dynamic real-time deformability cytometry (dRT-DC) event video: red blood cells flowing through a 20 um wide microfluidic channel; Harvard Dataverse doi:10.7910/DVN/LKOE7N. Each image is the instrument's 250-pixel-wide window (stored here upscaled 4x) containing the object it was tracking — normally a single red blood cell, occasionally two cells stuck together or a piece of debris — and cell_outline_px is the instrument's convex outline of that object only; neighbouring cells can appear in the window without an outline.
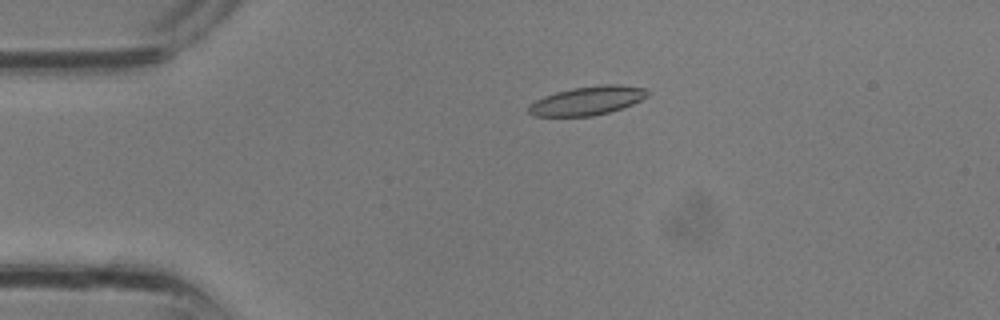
{"species": "common noctule bat (a hibernating species)", "species_latin": "Nyctalus noctula", "temperature_condition": "room temperature", "stored_images_in_passage": 32, "camera_frame_rate_fps": 3000, "um_per_image_px": 0.085, "animal": {"sex": "male", "body_mass_g": 13.3}, "frame": {"image": 1, "passage_image": 7, "time_ms": 2.0, "image_size_px": [1000, 320], "cell_outline_px": [[648, 96], [632, 104], [608, 112], [592, 116], [532, 116], [528, 112], [528, 104], [544, 96], [556, 92], [572, 88], [600, 84], [620, 84], [648, 88]], "centroid_in_image_um": [49.92, 8.54], "position_along_channel_um": 35.1, "area_um2": 20.0}}
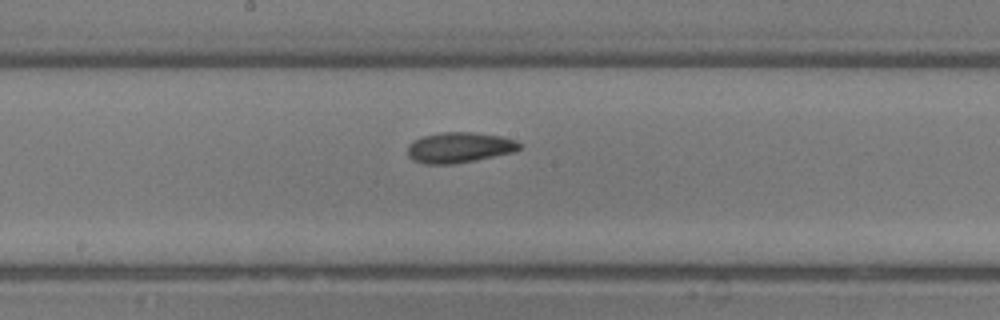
{"frame": {"image": 2, "passage_image": 17, "time_ms": 5.333, "image_size_px": [1000, 320], "cell_outline_px": [[520, 148], [516, 152], [456, 164], [424, 164], [412, 160], [408, 156], [408, 144], [412, 140], [424, 136], [440, 132], [476, 132], [500, 136], [516, 140], [520, 144]], "centroid_in_image_um": [39.04, 12.54], "position_along_channel_um": 209.2, "area_um2": 20.17}}
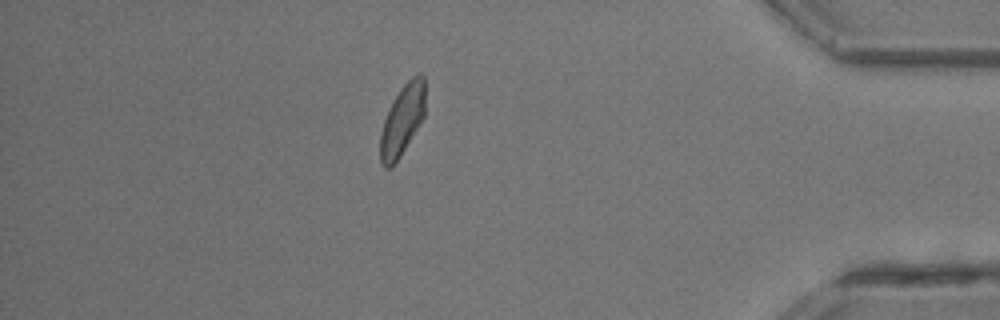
{"frame": {"image": 3, "passage_image": 28, "time_ms": 9.0, "image_size_px": [1000, 320], "cell_outline_px": [[424, 116], [420, 124], [400, 156], [392, 168], [384, 168], [380, 164], [380, 132], [388, 108], [400, 88], [412, 76], [420, 72], [424, 76]], "centroid_in_image_um": [34.17, 10.22], "position_along_channel_um": 401.0, "area_um2": 18.61}}